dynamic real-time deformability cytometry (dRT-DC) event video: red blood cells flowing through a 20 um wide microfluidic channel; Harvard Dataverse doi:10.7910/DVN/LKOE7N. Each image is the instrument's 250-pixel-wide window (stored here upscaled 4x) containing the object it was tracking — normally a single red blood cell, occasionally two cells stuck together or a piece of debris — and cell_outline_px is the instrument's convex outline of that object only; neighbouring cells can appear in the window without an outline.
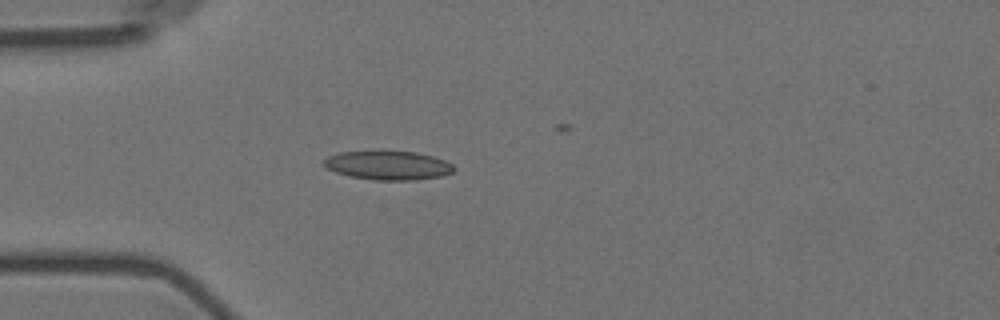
{"species": "Egyptian fruit bat (a non-hibernating species)", "species_latin": "Rousettus aegyptiacus", "temperature_condition": "room temperature", "stored_images_in_passage": 4, "camera_frame_rate_fps": 3000, "um_per_image_px": 0.085, "animal": {"sex": "female"}, "frame": {"image": 1, "passage_image": 4, "time_ms": 3.667, "image_size_px": [1000, 320], "cell_outline_px": [[456, 168], [452, 172], [444, 176], [416, 180], [376, 180], [348, 176], [336, 172], [328, 168], [324, 164], [324, 160], [328, 156], [340, 152], [416, 152], [432, 156], [444, 160], [452, 164]], "centroid_in_image_um": [33.03, 14.07], "position_along_channel_um": 52.0, "area_um2": 21.68}}